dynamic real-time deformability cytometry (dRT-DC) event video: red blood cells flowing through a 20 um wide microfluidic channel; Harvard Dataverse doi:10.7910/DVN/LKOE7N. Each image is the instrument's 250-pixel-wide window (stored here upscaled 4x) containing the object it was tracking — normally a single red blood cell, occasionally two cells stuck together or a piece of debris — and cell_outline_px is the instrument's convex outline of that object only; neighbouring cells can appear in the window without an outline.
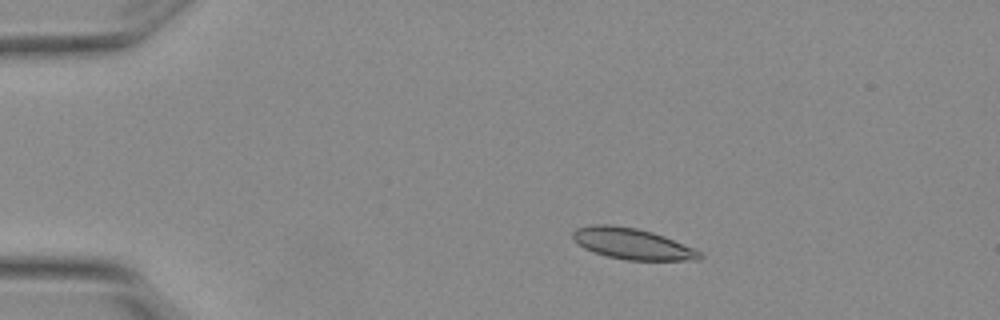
{"species": "Egyptian fruit bat (a non-hibernating species)", "species_latin": "Rousettus aegyptiacus", "temperature_condition": "warm", "stored_images_in_passage": 8, "camera_frame_rate_fps": 3000, "um_per_image_px": 0.085, "animal": {"sex": "female"}, "frame": {"image": 1, "passage_image": 2, "time_ms": 0.333, "image_size_px": [1000, 320], "cell_outline_px": [[704, 256], [700, 260], [624, 260], [608, 256], [584, 248], [572, 236], [572, 232], [576, 228], [592, 224], [612, 224], [636, 228], [652, 232], [664, 236], [692, 248], [700, 252]], "centroid_in_image_um": [53.74, 20.71], "position_along_channel_um": 31.3, "area_um2": 22.77}}
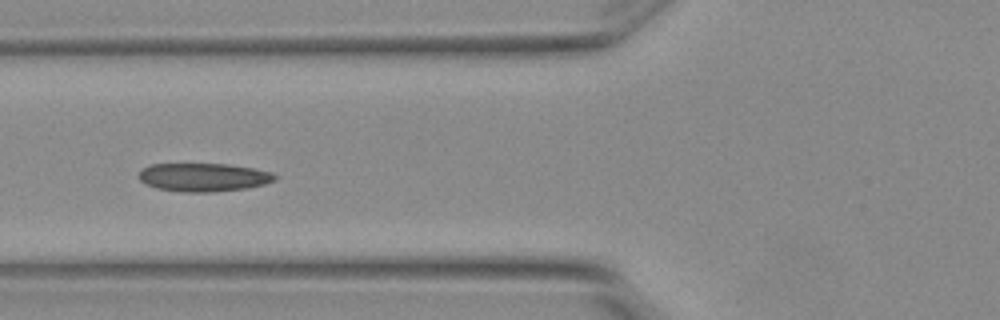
{"frame": {"image": 2, "passage_image": 5, "time_ms": 1.333, "image_size_px": [1000, 320], "cell_outline_px": [[276, 180], [264, 184], [248, 188], [212, 192], [184, 192], [156, 188], [144, 184], [136, 176], [148, 164], [232, 164], [272, 172], [276, 176]], "centroid_in_image_um": [17.28, 15.07], "position_along_channel_um": 108.5, "area_um2": 22.66}}
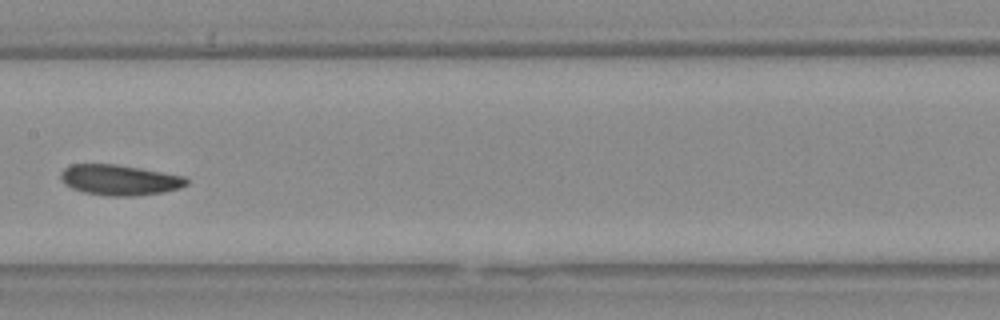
{"frame": {"image": 3, "passage_image": 7, "time_ms": 2.0, "image_size_px": [1000, 320], "cell_outline_px": [[188, 184], [180, 188], [164, 192], [136, 196], [104, 196], [84, 192], [72, 188], [64, 184], [60, 180], [60, 172], [64, 168], [72, 164], [116, 164], [184, 176], [188, 180]], "centroid_in_image_um": [10.13, 15.3], "position_along_channel_um": 197.3, "area_um2": 22.48}}